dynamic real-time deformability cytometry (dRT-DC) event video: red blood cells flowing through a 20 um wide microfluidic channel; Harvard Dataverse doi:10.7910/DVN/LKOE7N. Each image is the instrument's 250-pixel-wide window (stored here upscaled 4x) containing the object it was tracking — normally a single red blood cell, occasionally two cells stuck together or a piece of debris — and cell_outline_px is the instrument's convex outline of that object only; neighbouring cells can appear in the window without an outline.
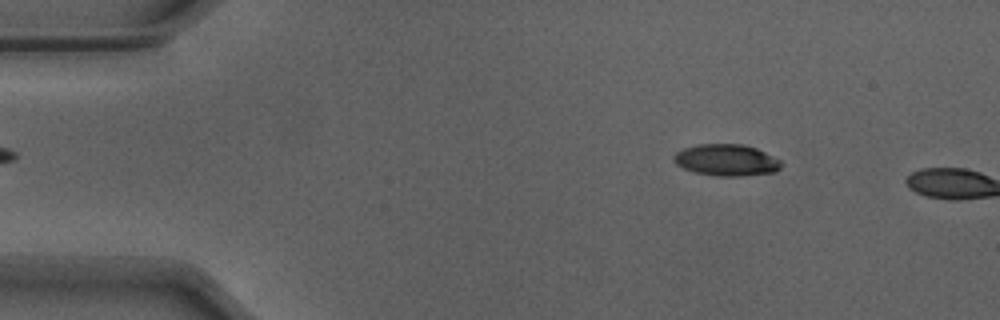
{"species": "Egyptian fruit bat (a non-hibernating species)", "species_latin": "Rousettus aegyptiacus", "temperature_condition": "warm", "stored_images_in_passage": 9, "camera_frame_rate_fps": 3000, "um_per_image_px": 0.085, "animal": {"sex": "male"}, "frame": {"image": 1, "passage_image": 8, "time_ms": 2.333, "image_size_px": [1000, 320], "cell_outline_px": [[784, 164], [776, 172], [740, 176], [716, 176], [692, 172], [676, 164], [672, 160], [672, 156], [676, 152], [684, 148], [696, 144], [744, 144], [756, 148], [780, 160]], "centroid_in_image_um": [61.73, 13.61], "position_along_channel_um": 23.3, "area_um2": 20.0}}